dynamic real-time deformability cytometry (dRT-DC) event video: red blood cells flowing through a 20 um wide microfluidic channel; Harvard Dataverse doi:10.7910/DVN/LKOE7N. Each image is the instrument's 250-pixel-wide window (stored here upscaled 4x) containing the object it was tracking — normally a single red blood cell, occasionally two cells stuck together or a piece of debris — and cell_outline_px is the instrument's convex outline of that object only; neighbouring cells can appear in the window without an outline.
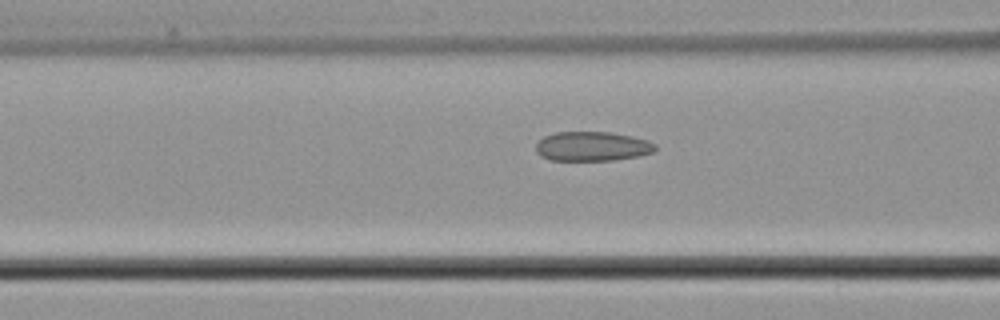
{"species": "common noctule bat (a hibernating species)", "species_latin": "Nyctalus noctula", "temperature_condition": "cold", "stored_images_in_passage": 6, "camera_frame_rate_fps": 3000, "um_per_image_px": 0.085, "animal": {"sex": "male", "body_mass_g": 21.5, "forearm_length_mm": 52.0}, "frame": {"image": 1, "passage_image": 4, "time_ms": 1.0, "image_size_px": [1000, 320], "cell_outline_px": [[656, 148], [652, 152], [636, 156], [612, 160], [552, 160], [540, 156], [536, 152], [536, 144], [544, 136], [556, 132], [612, 132], [632, 136], [656, 144]], "centroid_in_image_um": [50.3, 12.43], "position_along_channel_um": 116.3, "area_um2": 20.29}}